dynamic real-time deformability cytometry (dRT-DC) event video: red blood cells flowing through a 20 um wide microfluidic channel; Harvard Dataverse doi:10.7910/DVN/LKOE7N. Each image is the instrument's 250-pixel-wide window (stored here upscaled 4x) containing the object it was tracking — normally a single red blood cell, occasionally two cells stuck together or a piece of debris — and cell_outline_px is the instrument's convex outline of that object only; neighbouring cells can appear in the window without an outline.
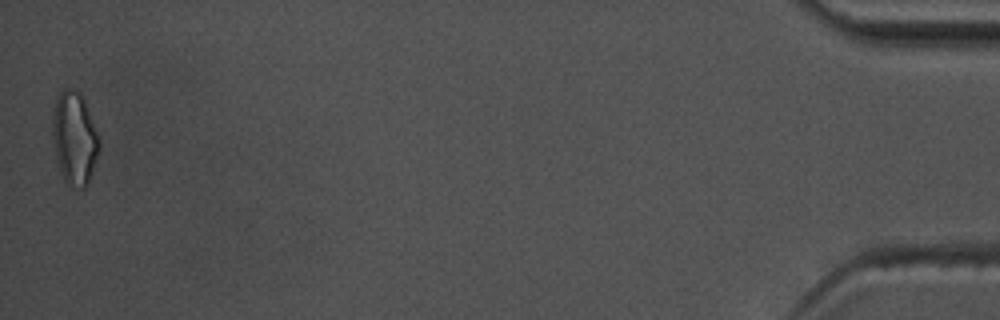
{"species": "common noctule bat (a hibernating species)", "species_latin": "Nyctalus noctula", "temperature_condition": "warm", "stored_images_in_passage": 53, "camera_frame_rate_fps": 3000, "um_per_image_px": 0.085, "animal": {"sex": "male", "body_mass_g": 17.5, "forearm_length_mm": 52.3}, "frame": {"image": 1, "passage_image": 53, "time_ms": 17.333, "image_size_px": [1000, 320], "cell_outline_px": [[100, 148], [88, 184], [84, 188], [68, 188], [60, 172], [52, 140], [52, 108], [56, 96], [64, 88], [72, 88], [80, 92], [84, 96], [100, 140]], "centroid_in_image_um": [6.32, 11.73], "position_along_channel_um": 428.9, "area_um2": 26.01}, "authors_computed_cell_mechanics": {"area_um2": 18.1492, "velocity_mm_per_s": 3.654, "shape_relaxation_time_tau1_ms": 5.6048, "shape_relaxation_time_tau2_ms": 5.6146, "deformation_change_tau1": 0.1713, "deformation_change_tau2": 0.1457}}